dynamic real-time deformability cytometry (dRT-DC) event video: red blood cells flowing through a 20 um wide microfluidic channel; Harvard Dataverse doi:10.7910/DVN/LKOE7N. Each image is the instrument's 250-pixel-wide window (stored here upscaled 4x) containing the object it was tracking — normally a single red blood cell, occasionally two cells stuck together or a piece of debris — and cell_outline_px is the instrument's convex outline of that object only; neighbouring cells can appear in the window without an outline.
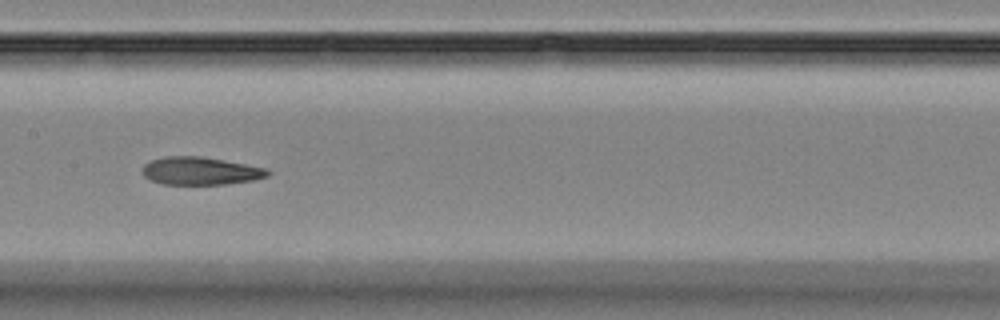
{"species": "Egyptian fruit bat (a non-hibernating species)", "species_latin": "Rousettus aegyptiacus", "temperature_condition": "room temperature", "stored_images_in_passage": 9, "camera_frame_rate_fps": 3000, "um_per_image_px": 0.085, "animal": {"sex": "female"}, "frame": {"image": 1, "passage_image": 7, "time_ms": 8.0, "image_size_px": [1000, 320], "cell_outline_px": [[272, 172], [268, 176], [252, 180], [224, 184], [160, 184], [144, 176], [144, 164], [152, 160], [164, 156], [200, 156], [224, 160], [268, 168]], "centroid_in_image_um": [17.07, 14.52], "position_along_channel_um": 190.3, "area_um2": 20.23}}
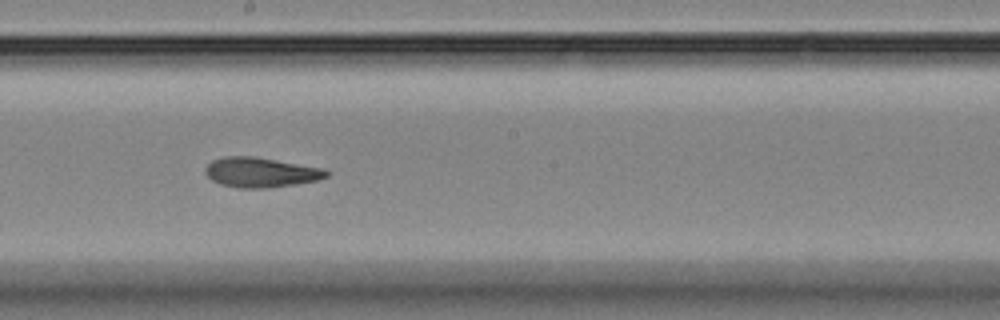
{"frame": {"image": 2, "passage_image": 8, "time_ms": 9.0, "image_size_px": [1000, 320], "cell_outline_px": [[328, 176], [316, 180], [296, 184], [268, 188], [236, 188], [220, 184], [212, 180], [204, 172], [204, 168], [212, 160], [224, 156], [252, 156], [324, 168], [328, 172]], "centroid_in_image_um": [22.13, 14.65], "position_along_channel_um": 226.1, "area_um2": 21.1}}
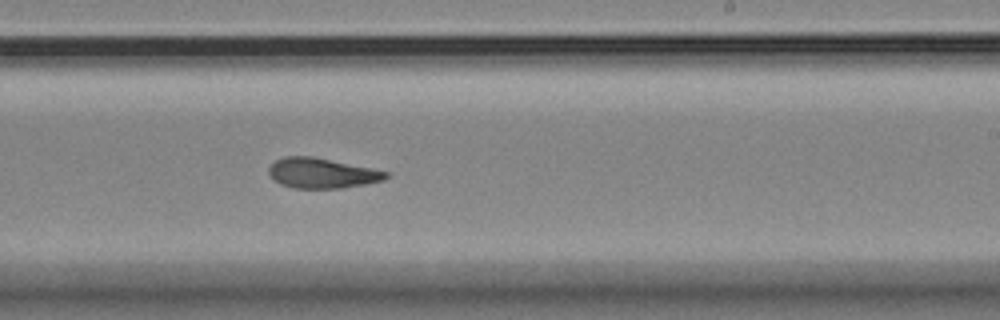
{"frame": {"image": 3, "passage_image": 9, "time_ms": 10.0, "image_size_px": [1000, 320], "cell_outline_px": [[388, 176], [384, 180], [364, 184], [340, 188], [292, 188], [280, 184], [268, 172], [268, 168], [276, 160], [284, 156], [312, 156], [372, 168], [388, 172]], "centroid_in_image_um": [27.35, 14.71], "position_along_channel_um": 261.6, "area_um2": 20.4}}